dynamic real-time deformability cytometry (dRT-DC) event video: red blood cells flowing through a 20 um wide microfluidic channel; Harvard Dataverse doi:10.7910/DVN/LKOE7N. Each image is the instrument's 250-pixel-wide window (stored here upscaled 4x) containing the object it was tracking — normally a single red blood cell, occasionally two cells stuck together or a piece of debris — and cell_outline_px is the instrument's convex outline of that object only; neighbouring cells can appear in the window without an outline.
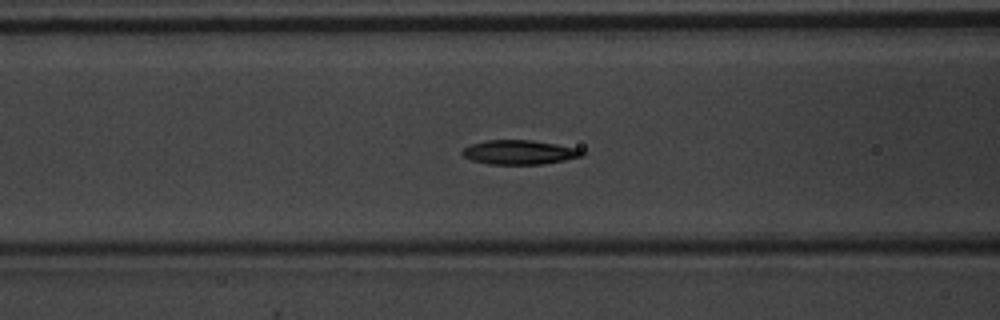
{"species": "common noctule bat (a hibernating species)", "species_latin": "Nyctalus noctula", "temperature_condition": "warm", "stored_images_in_passage": 36, "segment_of_instrument_passage": [1, 2], "camera_frame_rate_fps": 3000, "um_per_image_px": 0.085, "animal": {"sex": "male", "body_mass_g": 20.1, "forearm_length_mm": 53.5}, "frame": {"image": 1, "passage_image": 5, "time_ms": 1.333, "image_size_px": [1000, 320], "cell_outline_px": [[584, 156], [544, 164], [488, 164], [472, 160], [464, 156], [460, 152], [464, 148], [472, 144], [484, 140], [532, 140], [580, 148], [584, 152]], "centroid_in_image_um": [44.16, 12.94], "position_along_channel_um": 122.4, "area_um2": 16.99}}
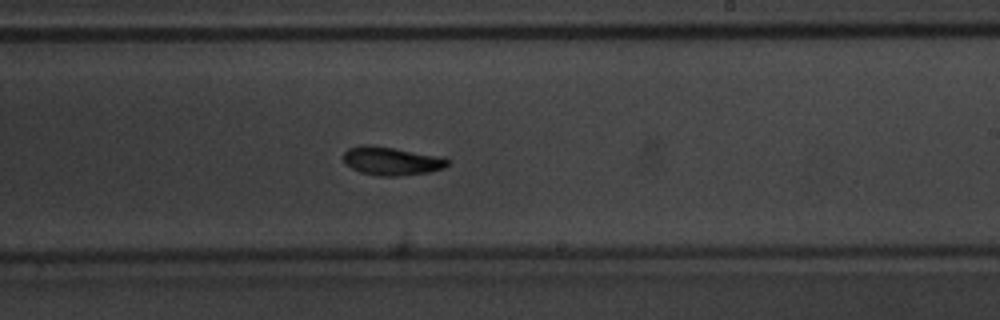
{"frame": {"image": 2, "passage_image": 15, "time_ms": 4.667, "image_size_px": [1000, 320], "cell_outline_px": [[448, 164], [444, 168], [428, 172], [396, 176], [380, 176], [360, 172], [344, 164], [344, 152], [348, 148], [364, 144], [372, 144], [444, 156], [448, 160]], "centroid_in_image_um": [33.28, 13.66], "position_along_channel_um": 255.7, "area_um2": 17.46}}
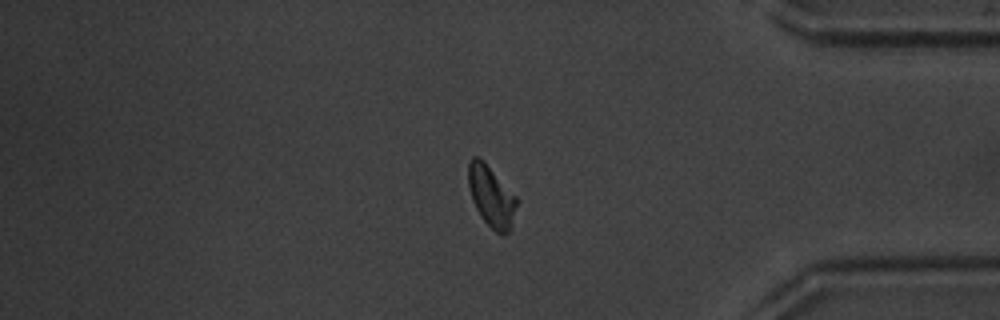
{"frame": {"image": 3, "passage_image": 27, "time_ms": 8.667, "image_size_px": [1000, 320], "cell_outline_px": [[520, 200], [508, 232], [504, 236], [500, 236], [480, 216], [472, 200], [468, 184], [468, 164], [472, 156], [480, 156], [484, 160]], "centroid_in_image_um": [41.77, 16.67], "position_along_channel_um": 393.4, "area_um2": 17.51}}